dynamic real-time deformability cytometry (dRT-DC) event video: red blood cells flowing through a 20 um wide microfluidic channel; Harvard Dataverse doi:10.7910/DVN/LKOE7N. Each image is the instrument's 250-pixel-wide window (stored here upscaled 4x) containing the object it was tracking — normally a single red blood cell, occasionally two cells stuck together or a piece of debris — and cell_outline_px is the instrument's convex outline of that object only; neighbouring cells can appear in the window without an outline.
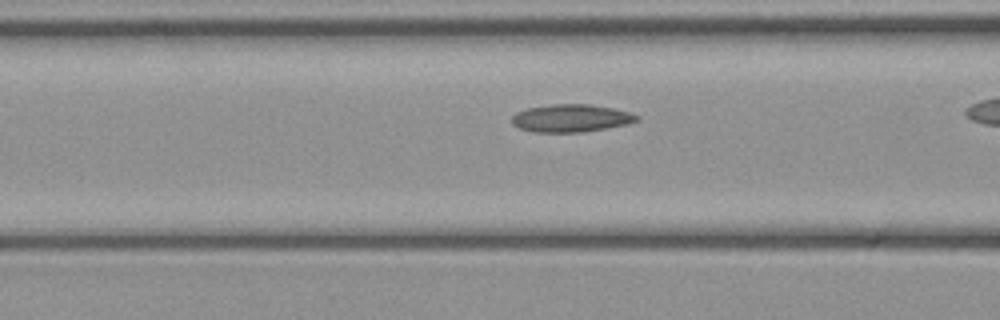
{"species": "common noctule bat (a hibernating species)", "species_latin": "Nyctalus noctula", "temperature_condition": "cold", "stored_images_in_passage": 32, "camera_frame_rate_fps": 3000, "um_per_image_px": 0.085, "animal": {"sex": "female", "body_mass_g": 21.9}, "frame": {"image": 1, "passage_image": 14, "time_ms": 4.333, "image_size_px": [1000, 320], "cell_outline_px": [[640, 120], [628, 124], [584, 132], [532, 132], [520, 128], [512, 124], [512, 116], [516, 112], [528, 108], [552, 104], [588, 104], [612, 108], [628, 112], [640, 116]], "centroid_in_image_um": [48.54, 10.05], "position_along_channel_um": 118.1, "area_um2": 20.17}}
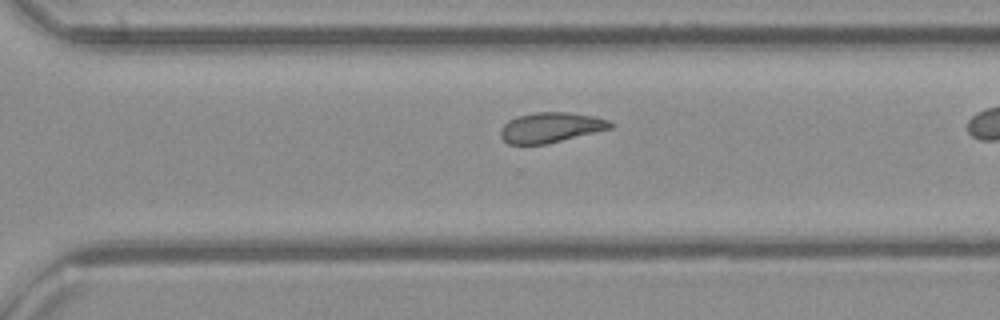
{"frame": {"image": 2, "passage_image": 28, "time_ms": 9.0, "image_size_px": [1000, 320], "cell_outline_px": [[616, 124], [612, 128], [548, 144], [508, 144], [500, 136], [500, 128], [508, 120], [516, 116], [536, 112], [568, 112], [596, 116], [608, 120]], "centroid_in_image_um": [46.82, 10.83], "position_along_channel_um": 323.8, "area_um2": 19.54}}